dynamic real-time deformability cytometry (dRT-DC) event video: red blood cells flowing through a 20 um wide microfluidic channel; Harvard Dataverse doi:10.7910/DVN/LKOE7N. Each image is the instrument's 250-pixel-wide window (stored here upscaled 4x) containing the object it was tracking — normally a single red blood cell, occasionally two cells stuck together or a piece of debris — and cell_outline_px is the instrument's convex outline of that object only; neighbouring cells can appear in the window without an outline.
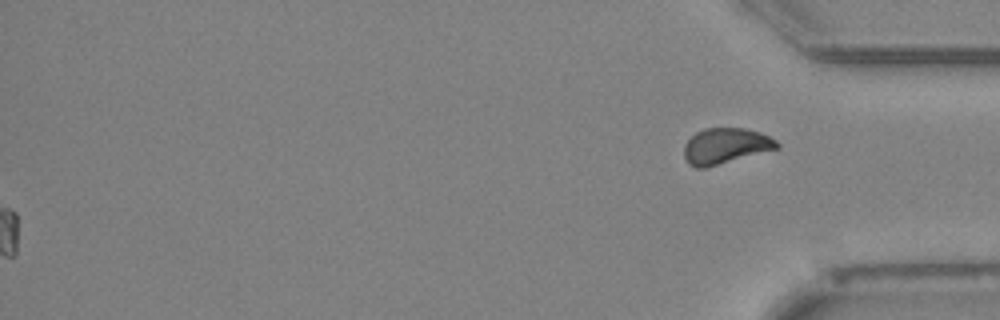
{"species": "Egyptian fruit bat (a non-hibernating species)", "species_latin": "Rousettus aegyptiacus", "temperature_condition": "cold", "stored_images_in_passage": 53, "segment_of_instrument_passage": [2, 2], "camera_frame_rate_fps": 3000, "um_per_image_px": 0.085, "animal": {"sex": "female"}, "frame": {"image": 1, "passage_image": 53, "time_ms": 17.333, "image_size_px": [1000, 320], "cell_outline_px": [[780, 148], [704, 168], [696, 168], [688, 164], [684, 156], [684, 144], [696, 132], [704, 128], [744, 128], [760, 132], [776, 140], [780, 144]], "centroid_in_image_um": [61.67, 12.4], "position_along_channel_um": 373.5, "area_um2": 19.36}}